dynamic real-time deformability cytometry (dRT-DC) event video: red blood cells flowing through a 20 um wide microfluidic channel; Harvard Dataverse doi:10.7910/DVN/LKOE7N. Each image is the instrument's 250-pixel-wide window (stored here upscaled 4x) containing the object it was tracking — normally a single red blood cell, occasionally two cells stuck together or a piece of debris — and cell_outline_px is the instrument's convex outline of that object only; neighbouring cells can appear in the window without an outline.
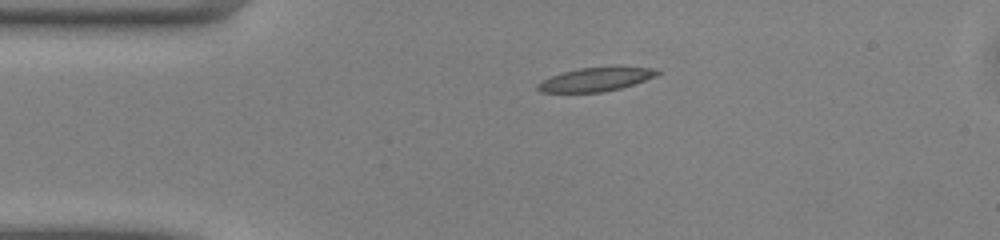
{"species": "common noctule bat (a hibernating species)", "species_latin": "Nyctalus noctula", "temperature_condition": "warm", "stored_images_in_passage": 40, "camera_frame_rate_fps": 3000, "um_per_image_px": 0.085, "animal": {"sex": "male", "body_mass_g": 13.0, "forearm_length_mm": 53.1}, "frame": {"image": 1, "passage_image": 1, "time_ms": 0.0, "image_size_px": [1000, 240], "cell_outline_px": [[660, 72], [656, 76], [620, 88], [604, 92], [540, 92], [536, 88], [536, 84], [540, 80], [548, 76], [560, 72], [580, 68], [612, 64], [620, 64], [652, 68]], "centroid_in_image_um": [50.62, 6.69], "position_along_channel_um": 34.4, "area_um2": 17.34}}
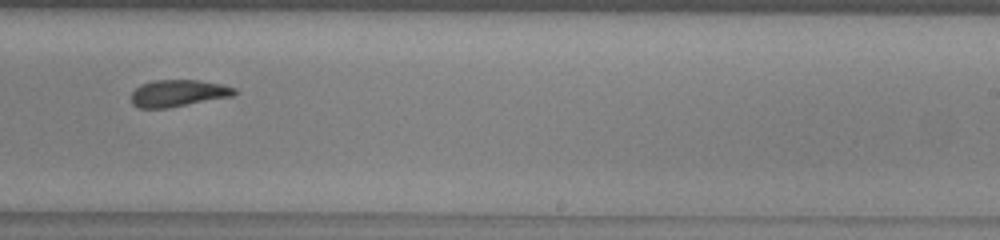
{"frame": {"image": 2, "passage_image": 21, "time_ms": 6.667, "image_size_px": [1000, 240], "cell_outline_px": [[236, 92], [232, 96], [168, 108], [140, 108], [132, 104], [132, 92], [140, 84], [152, 80], [200, 80], [220, 84], [236, 88]], "centroid_in_image_um": [15.12, 7.92], "position_along_channel_um": 273.9, "area_um2": 16.13}}
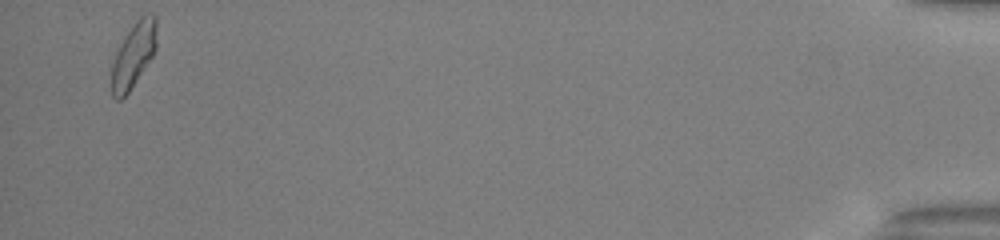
{"frame": {"image": 3, "passage_image": 39, "time_ms": 12.667, "image_size_px": [1000, 240], "cell_outline_px": [[156, 48], [152, 56], [128, 92], [120, 100], [116, 100], [112, 96], [112, 64], [116, 52], [124, 36], [136, 20], [140, 16], [152, 12], [156, 16]], "centroid_in_image_um": [11.35, 4.63], "position_along_channel_um": 423.8, "area_um2": 16.82}, "authors_computed_cell_mechanics": {"area_um2": 16.8487, "velocity_mm_per_s": 4.0898, "shape_relaxation_time_tau1_ms": 4.9831, "shape_relaxation_time_tau2_ms": 4.1704, "deformation_change_tau1": 0.1383, "deformation_change_tau2": 0.1137}}